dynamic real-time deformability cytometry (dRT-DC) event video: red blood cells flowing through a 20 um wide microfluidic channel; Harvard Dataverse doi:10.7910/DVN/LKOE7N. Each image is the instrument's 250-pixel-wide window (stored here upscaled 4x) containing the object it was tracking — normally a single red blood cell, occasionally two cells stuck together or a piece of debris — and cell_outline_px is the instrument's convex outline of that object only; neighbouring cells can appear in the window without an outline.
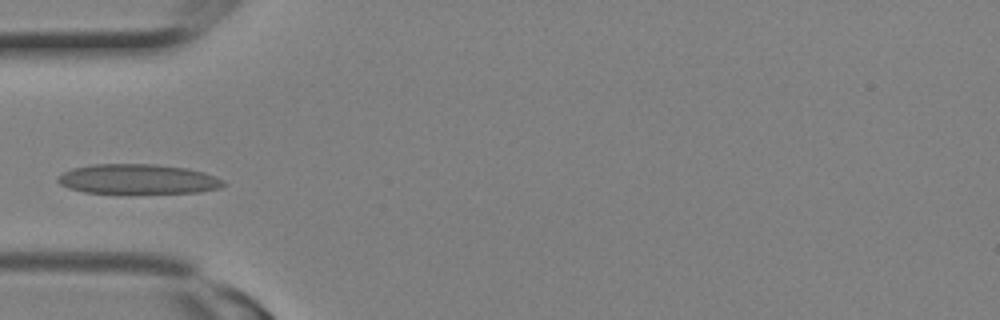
{"species": "Egyptian fruit bat (a non-hibernating species)", "species_latin": "Rousettus aegyptiacus", "temperature_condition": "room temperature", "stored_images_in_passage": 7, "camera_frame_rate_fps": 3000, "um_per_image_px": 0.085, "animal": {"sex": "female"}, "frame": {"image": 1, "passage_image": 6, "time_ms": 1.667, "image_size_px": [1000, 320], "cell_outline_px": [[228, 184], [220, 188], [200, 192], [84, 192], [68, 188], [60, 184], [56, 180], [56, 176], [72, 168], [88, 164], [156, 164], [188, 168], [204, 172], [216, 176], [224, 180]], "centroid_in_image_um": [11.73, 15.2], "position_along_channel_um": 73.3, "area_um2": 28.78}}